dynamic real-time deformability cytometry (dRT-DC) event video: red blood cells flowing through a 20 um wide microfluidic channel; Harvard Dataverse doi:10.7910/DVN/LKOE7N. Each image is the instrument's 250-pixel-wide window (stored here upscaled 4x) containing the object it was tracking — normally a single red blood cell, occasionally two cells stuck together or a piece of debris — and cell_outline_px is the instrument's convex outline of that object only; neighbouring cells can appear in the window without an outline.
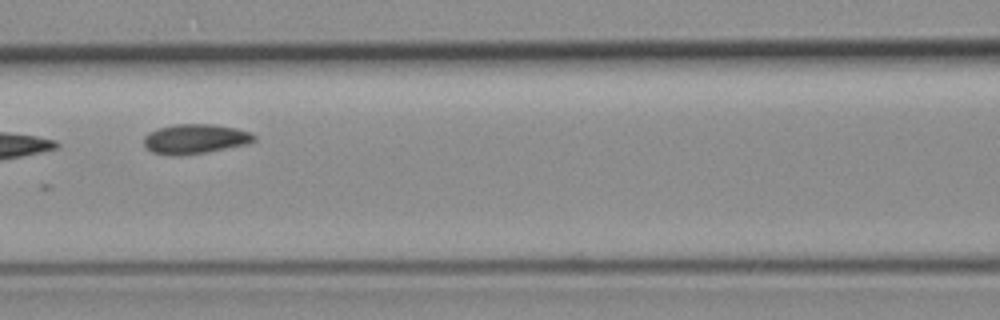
{"species": "common noctule bat (a hibernating species)", "species_latin": "Nyctalus noctula", "temperature_condition": "room temperature", "stored_images_in_passage": 4, "camera_frame_rate_fps": 3000, "um_per_image_px": 0.085, "animal": {"sex": "female", "body_mass_g": 19.3, "forearm_length_mm": 54.1}, "frame": {"image": 1, "passage_image": 4, "time_ms": 3.333, "image_size_px": [1000, 320], "cell_outline_px": [[256, 140], [248, 144], [204, 152], [180, 156], [172, 156], [152, 152], [144, 144], [144, 136], [148, 132], [172, 124], [212, 124], [236, 128], [252, 132], [256, 136]], "centroid_in_image_um": [16.6, 11.8], "position_along_channel_um": 150.0, "area_um2": 19.13}}